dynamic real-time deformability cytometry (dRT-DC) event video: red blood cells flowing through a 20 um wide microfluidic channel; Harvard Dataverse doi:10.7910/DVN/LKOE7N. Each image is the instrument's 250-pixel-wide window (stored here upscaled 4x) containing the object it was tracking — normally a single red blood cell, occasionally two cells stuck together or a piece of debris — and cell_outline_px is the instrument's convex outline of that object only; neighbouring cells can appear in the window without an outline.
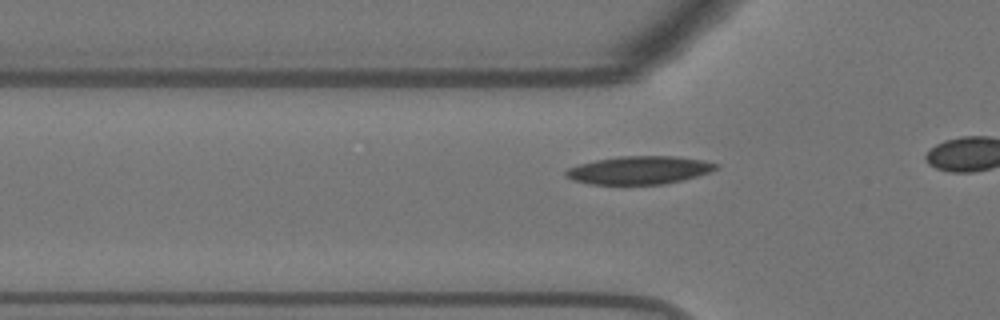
{"species": "Egyptian fruit bat (a non-hibernating species)", "species_latin": "Rousettus aegyptiacus", "temperature_condition": "warm", "stored_images_in_passage": 16, "camera_frame_rate_fps": 3000, "um_per_image_px": 0.085, "animal": {"sex": "female"}, "frame": {"image": 1, "passage_image": 10, "time_ms": 3.0, "image_size_px": [1000, 320], "cell_outline_px": [[720, 164], [716, 168], [708, 172], [684, 180], [664, 184], [592, 184], [572, 180], [564, 176], [564, 172], [568, 168], [580, 164], [596, 160], [620, 156], [676, 156], [704, 160]], "centroid_in_image_um": [54.33, 14.46], "position_along_channel_um": 71.5, "area_um2": 24.51}}
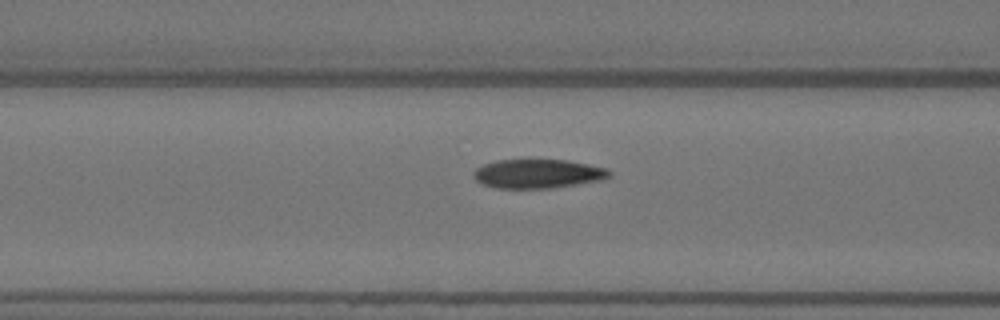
{"frame": {"image": 2, "passage_image": 14, "time_ms": 4.333, "image_size_px": [1000, 320], "cell_outline_px": [[612, 172], [608, 176], [600, 180], [552, 188], [496, 188], [480, 184], [472, 176], [472, 172], [476, 168], [484, 164], [496, 160], [528, 156], [564, 160], [588, 164], [608, 168]], "centroid_in_image_um": [45.64, 14.71], "position_along_channel_um": 121.0, "area_um2": 23.93}}